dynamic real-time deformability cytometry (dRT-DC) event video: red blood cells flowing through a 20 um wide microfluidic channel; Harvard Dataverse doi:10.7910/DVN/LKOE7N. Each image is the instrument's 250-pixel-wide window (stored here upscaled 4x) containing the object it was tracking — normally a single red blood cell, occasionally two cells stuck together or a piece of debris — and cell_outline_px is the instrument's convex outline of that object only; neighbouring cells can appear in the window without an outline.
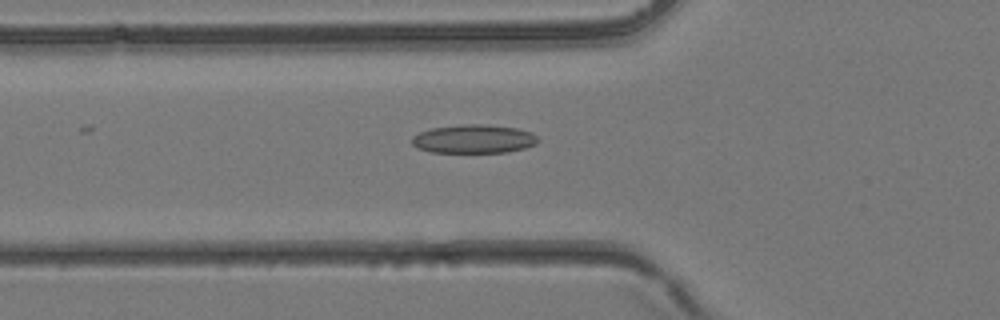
{"species": "common noctule bat (a hibernating species)", "species_latin": "Nyctalus noctula", "temperature_condition": "room temperature", "stored_images_in_passage": 33, "camera_frame_rate_fps": 3000, "um_per_image_px": 0.085, "animal": {"sex": "female", "body_mass_g": 24.6, "forearm_length_mm": 56.2}, "frame": {"image": 1, "passage_image": 9, "time_ms": 2.667, "image_size_px": [1000, 320], "cell_outline_px": [[540, 140], [536, 144], [524, 148], [508, 152], [432, 152], [416, 148], [412, 144], [412, 136], [420, 132], [432, 128], [464, 124], [480, 124], [516, 128], [528, 132], [536, 136]], "centroid_in_image_um": [40.25, 11.82], "position_along_channel_um": 85.6, "area_um2": 20.87}}
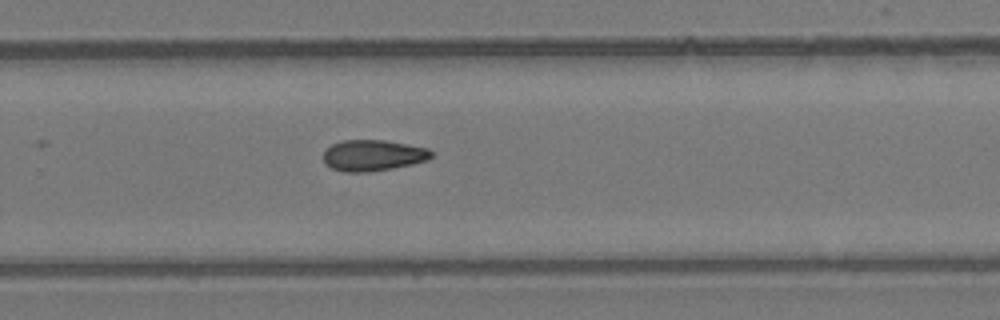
{"frame": {"image": 2, "passage_image": 21, "time_ms": 6.667, "image_size_px": [1000, 320], "cell_outline_px": [[432, 156], [428, 160], [412, 164], [392, 168], [368, 172], [344, 172], [332, 168], [324, 160], [324, 152], [332, 144], [340, 140], [384, 140], [428, 148], [432, 152]], "centroid_in_image_um": [31.71, 13.2], "position_along_channel_um": 298.1, "area_um2": 19.42}}
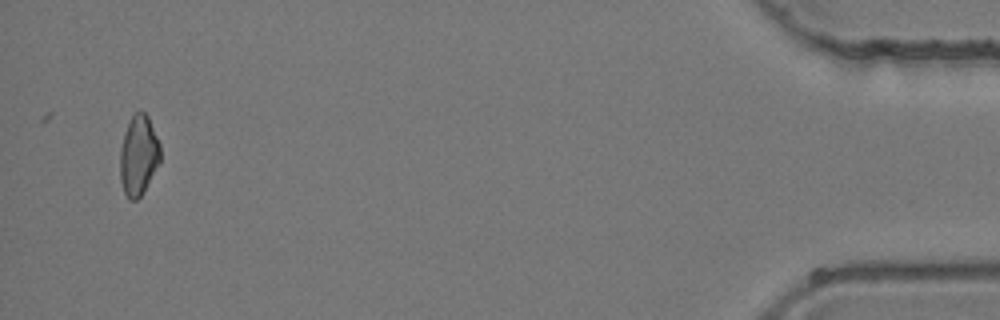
{"frame": {"image": 3, "passage_image": 33, "time_ms": 10.667, "image_size_px": [1000, 320], "cell_outline_px": [[160, 160], [144, 192], [136, 200], [128, 200], [124, 192], [120, 180], [120, 148], [124, 132], [132, 116], [140, 108], [148, 116], [160, 144]], "centroid_in_image_um": [11.76, 13.21], "position_along_channel_um": 423.4, "area_um2": 18.84}}